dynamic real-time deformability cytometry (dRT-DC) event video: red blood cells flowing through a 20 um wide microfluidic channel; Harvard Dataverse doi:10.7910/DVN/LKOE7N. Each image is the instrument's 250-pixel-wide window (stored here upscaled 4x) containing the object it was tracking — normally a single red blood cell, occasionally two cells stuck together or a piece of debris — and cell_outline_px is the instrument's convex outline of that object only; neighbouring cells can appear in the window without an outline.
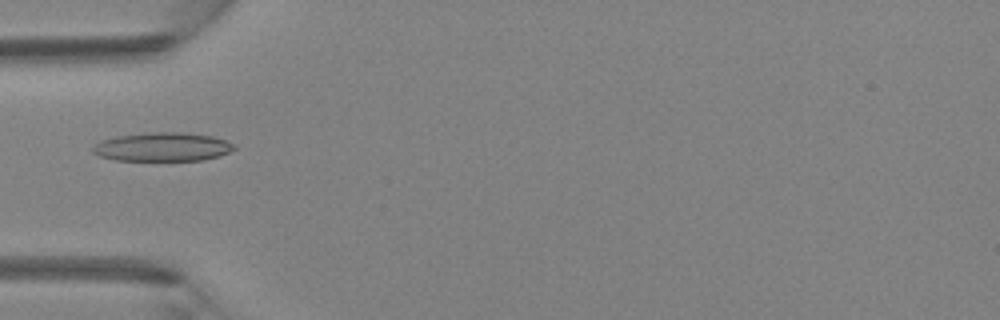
{"species": "Egyptian fruit bat (a non-hibernating species)", "species_latin": "Rousettus aegyptiacus", "temperature_condition": "room temperature", "stored_images_in_passage": 3, "camera_frame_rate_fps": 3000, "um_per_image_px": 0.085, "animal": {"sex": "female"}, "frame": {"image": 1, "passage_image": 3, "time_ms": 0.667, "image_size_px": [1000, 320], "cell_outline_px": [[236, 148], [220, 156], [204, 160], [116, 160], [100, 156], [92, 152], [92, 148], [96, 144], [104, 140], [116, 136], [152, 132], [180, 132], [212, 136], [236, 144]], "centroid_in_image_um": [13.85, 12.49], "position_along_channel_um": 71.2, "area_um2": 23.52}}